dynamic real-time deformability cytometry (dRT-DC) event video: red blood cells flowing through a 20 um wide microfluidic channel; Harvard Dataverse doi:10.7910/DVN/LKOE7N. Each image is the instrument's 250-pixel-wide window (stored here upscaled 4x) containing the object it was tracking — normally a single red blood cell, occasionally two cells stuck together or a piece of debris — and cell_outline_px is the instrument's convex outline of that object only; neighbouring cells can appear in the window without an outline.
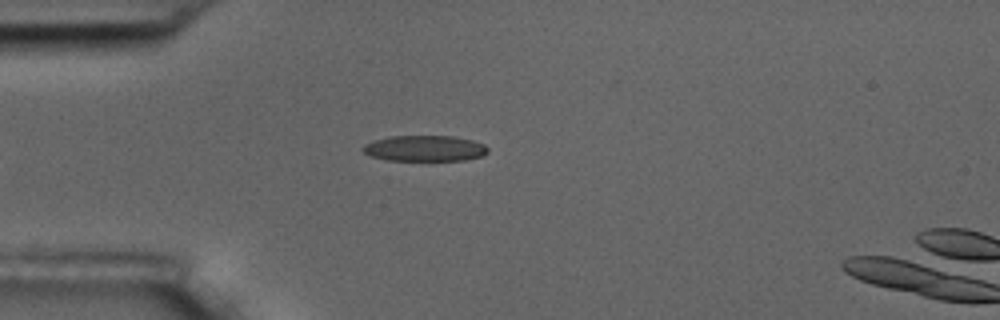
{"species": "common noctule bat (a hibernating species)", "species_latin": "Nyctalus noctula", "temperature_condition": "room temperature", "stored_images_in_passage": 4, "camera_frame_rate_fps": 3000, "um_per_image_px": 0.085, "animal": {"sex": "male", "body_mass_g": 17.5, "forearm_length_mm": 52.3}, "frame": {"image": 1, "passage_image": 4, "time_ms": 3.667, "image_size_px": [1000, 320], "cell_outline_px": [[488, 152], [480, 156], [464, 160], [384, 160], [372, 156], [364, 152], [360, 148], [364, 144], [372, 140], [388, 136], [452, 136], [472, 140], [484, 144], [488, 148]], "centroid_in_image_um": [36.05, 12.6], "position_along_channel_um": 48.9, "area_um2": 18.84}}